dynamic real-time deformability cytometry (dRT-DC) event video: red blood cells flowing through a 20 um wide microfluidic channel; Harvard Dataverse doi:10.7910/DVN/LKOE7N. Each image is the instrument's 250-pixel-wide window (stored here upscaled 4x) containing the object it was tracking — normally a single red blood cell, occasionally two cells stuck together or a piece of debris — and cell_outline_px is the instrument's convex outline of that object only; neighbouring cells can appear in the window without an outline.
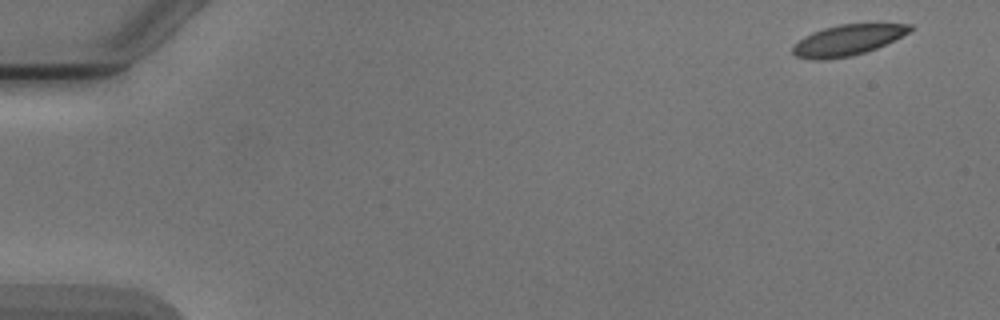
{"species": "Egyptian fruit bat (a non-hibernating species)", "species_latin": "Rousettus aegyptiacus", "temperature_condition": "cold", "stored_images_in_passage": 3, "camera_frame_rate_fps": 3000, "um_per_image_px": 0.085, "animal": {"sex": "male"}, "frame": {"image": 1, "passage_image": 1, "time_ms": 0.0, "image_size_px": [1000, 320], "cell_outline_px": [[912, 28], [908, 32], [876, 48], [852, 56], [820, 60], [812, 60], [796, 56], [792, 52], [792, 48], [804, 36], [812, 32], [824, 28], [840, 24], [912, 24]], "centroid_in_image_um": [71.99, 3.41], "position_along_channel_um": 13.0, "area_um2": 20.58}}